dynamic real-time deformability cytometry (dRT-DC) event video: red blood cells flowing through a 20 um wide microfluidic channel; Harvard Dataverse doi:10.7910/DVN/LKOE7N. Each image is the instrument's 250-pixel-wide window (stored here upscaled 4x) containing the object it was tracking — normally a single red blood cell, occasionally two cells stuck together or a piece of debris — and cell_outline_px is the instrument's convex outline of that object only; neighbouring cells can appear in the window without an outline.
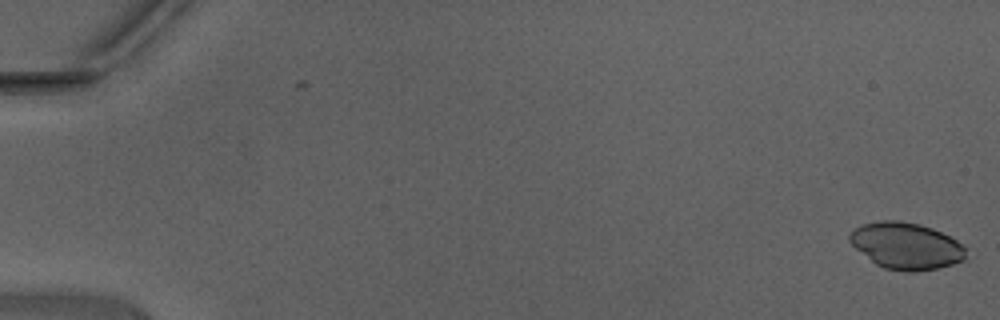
{"species": "Egyptian fruit bat (a non-hibernating species)", "species_latin": "Rousettus aegyptiacus", "temperature_condition": "warm", "stored_images_in_passage": 3, "camera_frame_rate_fps": 3000, "um_per_image_px": 0.085, "animal": {"sex": "male"}, "frame": {"image": 1, "passage_image": 3, "time_ms": 0.667, "image_size_px": [1000, 320], "cell_outline_px": [[964, 260], [952, 264], [936, 268], [916, 272], [904, 272], [884, 268], [876, 264], [856, 248], [848, 240], [848, 236], [860, 224], [880, 220], [900, 220], [920, 224], [932, 228], [956, 240], [964, 248]], "centroid_in_image_um": [76.99, 20.89], "position_along_channel_um": 8.0, "area_um2": 31.39}}